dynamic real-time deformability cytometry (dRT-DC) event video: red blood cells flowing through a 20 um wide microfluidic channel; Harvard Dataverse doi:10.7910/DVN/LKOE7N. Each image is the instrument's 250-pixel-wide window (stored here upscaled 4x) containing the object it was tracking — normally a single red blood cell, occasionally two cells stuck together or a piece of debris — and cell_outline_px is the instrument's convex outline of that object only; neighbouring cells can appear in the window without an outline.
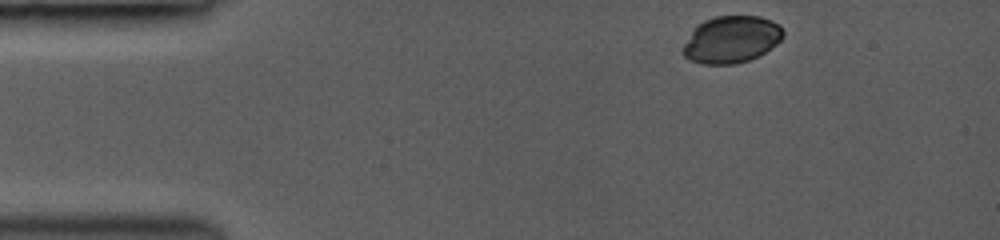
{"species": "common noctule bat (a hibernating species)", "species_latin": "Nyctalus noctula", "temperature_condition": "room temperature", "stored_images_in_passage": 4, "camera_frame_rate_fps": 3000, "um_per_image_px": 0.085, "animal": {"sex": "female", "body_mass_g": 19.0, "forearm_length_mm": 53.3}, "frame": {"image": 1, "passage_image": 1, "time_ms": 0.0, "image_size_px": [1000, 240], "cell_outline_px": [[784, 36], [776, 44], [764, 52], [748, 60], [736, 64], [700, 64], [688, 60], [684, 56], [684, 44], [696, 24], [704, 20], [716, 16], [760, 16], [772, 20], [780, 24], [784, 32]], "centroid_in_image_um": [62.16, 3.35], "position_along_channel_um": 22.8, "area_um2": 27.51}}
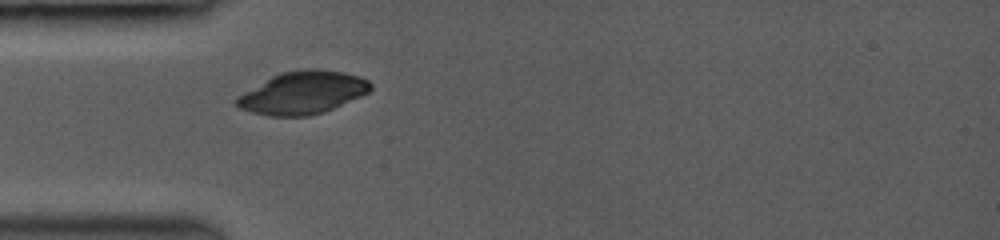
{"frame": {"image": 2, "passage_image": 4, "time_ms": 2.667, "image_size_px": [1000, 240], "cell_outline_px": [[372, 88], [368, 92], [360, 96], [324, 112], [308, 116], [268, 116], [252, 112], [240, 108], [232, 104], [232, 100], [236, 96], [272, 76], [280, 72], [304, 68], [320, 68], [344, 72], [360, 76], [368, 80], [372, 84]], "centroid_in_image_um": [25.69, 7.87], "position_along_channel_um": 59.3, "area_um2": 33.58}}